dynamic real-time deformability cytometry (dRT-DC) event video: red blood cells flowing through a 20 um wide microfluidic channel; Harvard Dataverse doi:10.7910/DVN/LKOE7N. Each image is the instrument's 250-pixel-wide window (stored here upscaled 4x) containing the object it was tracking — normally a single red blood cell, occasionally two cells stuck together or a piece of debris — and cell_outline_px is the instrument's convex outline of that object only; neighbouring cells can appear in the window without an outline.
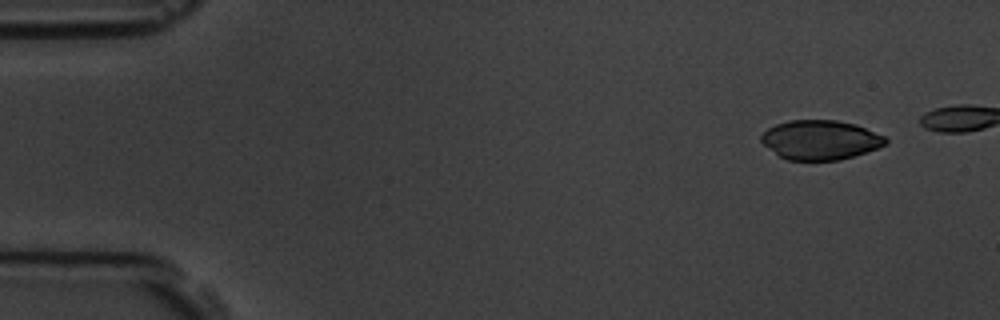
{"species": "common noctule bat (a hibernating species)", "species_latin": "Nyctalus noctula", "temperature_condition": "room temperature", "stored_images_in_passage": 9, "camera_frame_rate_fps": 3000, "um_per_image_px": 0.085, "animal": {"sex": "male", "body_mass_g": 19.5, "forearm_length_mm": 54.6}, "frame": {"image": 1, "passage_image": 1, "time_ms": 0.0, "image_size_px": [1000, 320], "cell_outline_px": [[888, 140], [884, 144], [876, 148], [840, 160], [788, 160], [780, 156], [764, 144], [760, 140], [760, 136], [768, 128], [776, 124], [788, 120], [836, 120], [856, 124], [884, 136]], "centroid_in_image_um": [69.7, 11.88], "position_along_channel_um": 15.3, "area_um2": 28.26}}